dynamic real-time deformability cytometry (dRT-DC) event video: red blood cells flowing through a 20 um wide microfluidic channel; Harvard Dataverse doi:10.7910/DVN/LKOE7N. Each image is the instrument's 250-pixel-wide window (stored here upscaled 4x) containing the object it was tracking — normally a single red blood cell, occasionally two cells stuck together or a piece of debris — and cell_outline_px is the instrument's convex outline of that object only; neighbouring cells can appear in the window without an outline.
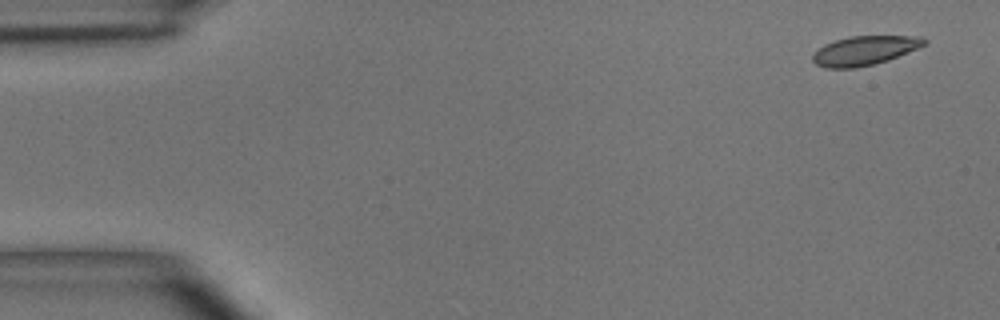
{"species": "common noctule bat (a hibernating species)", "species_latin": "Nyctalus noctula", "temperature_condition": "room temperature", "stored_images_in_passage": 9, "camera_frame_rate_fps": 3000, "um_per_image_px": 0.085, "animal": {"sex": "male", "body_mass_g": 15.6}, "frame": {"image": 1, "passage_image": 1, "time_ms": 0.0, "image_size_px": [1000, 320], "cell_outline_px": [[928, 44], [888, 60], [876, 64], [856, 68], [824, 68], [816, 64], [812, 60], [812, 52], [824, 44], [848, 36], [924, 36], [928, 40]], "centroid_in_image_um": [73.49, 4.29], "position_along_channel_um": 11.5, "area_um2": 19.31}}
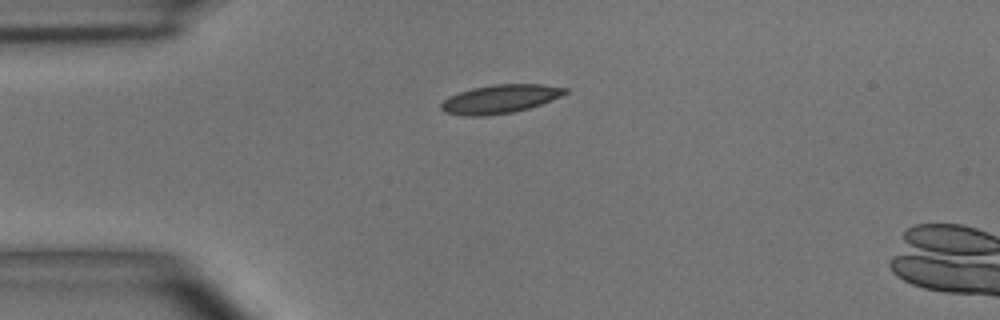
{"frame": {"image": 2, "passage_image": 3, "time_ms": 3.333, "image_size_px": [1000, 320], "cell_outline_px": [[568, 92], [560, 96], [540, 104], [528, 108], [512, 112], [484, 116], [464, 116], [444, 112], [440, 108], [440, 104], [448, 96], [472, 88], [492, 84], [540, 84], [568, 88]], "centroid_in_image_um": [42.46, 8.41], "position_along_channel_um": 42.5, "area_um2": 20.58}}
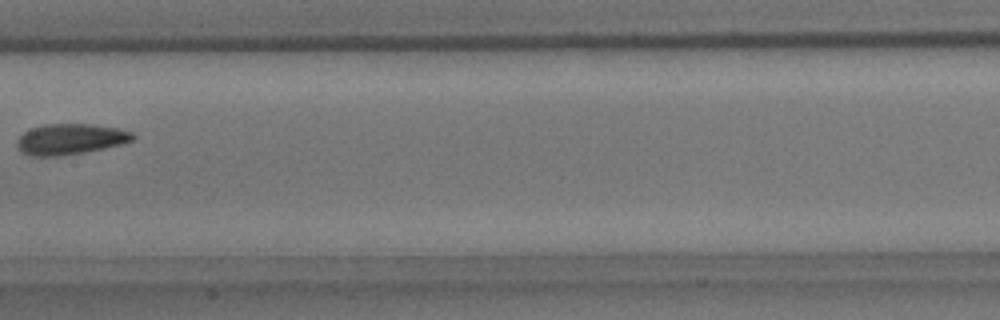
{"frame": {"image": 3, "passage_image": 7, "time_ms": 8.0, "image_size_px": [1000, 320], "cell_outline_px": [[136, 136], [132, 140], [120, 144], [84, 152], [56, 156], [32, 156], [20, 152], [16, 148], [16, 140], [24, 132], [32, 128], [44, 124], [92, 124], [116, 128], [132, 132]], "centroid_in_image_um": [5.92, 11.82], "position_along_channel_um": 201.5, "area_um2": 20.63}}